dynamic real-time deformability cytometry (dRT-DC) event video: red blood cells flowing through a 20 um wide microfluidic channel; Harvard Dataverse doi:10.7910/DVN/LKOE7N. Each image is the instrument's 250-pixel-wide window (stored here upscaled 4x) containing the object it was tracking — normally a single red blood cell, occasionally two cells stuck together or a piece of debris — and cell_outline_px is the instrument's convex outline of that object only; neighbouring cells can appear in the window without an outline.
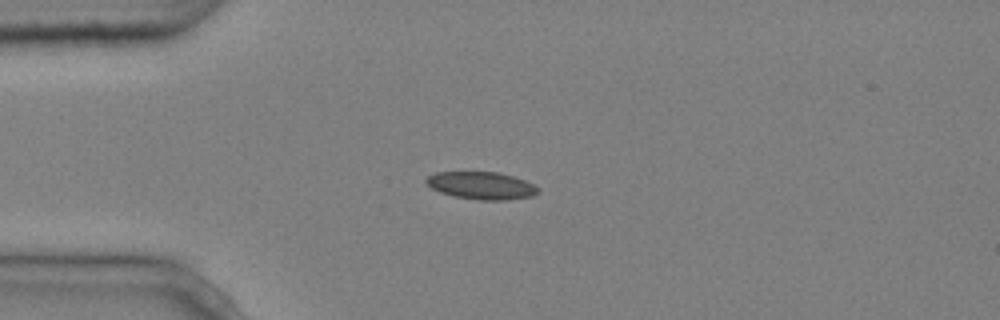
{"species": "common noctule bat (a hibernating species)", "species_latin": "Nyctalus noctula", "temperature_condition": "cold", "stored_images_in_passage": 3, "camera_frame_rate_fps": 3000, "um_per_image_px": 0.085, "animal": {"sex": "male", "body_mass_g": 20.4}, "frame": {"image": 1, "passage_image": 1, "time_ms": 0.0, "image_size_px": [1000, 320], "cell_outline_px": [[540, 192], [532, 196], [504, 200], [480, 200], [452, 196], [440, 192], [432, 188], [424, 180], [428, 176], [436, 172], [500, 172], [524, 180], [540, 188]], "centroid_in_image_um": [40.93, 15.77], "position_along_channel_um": 44.1, "area_um2": 17.92}}
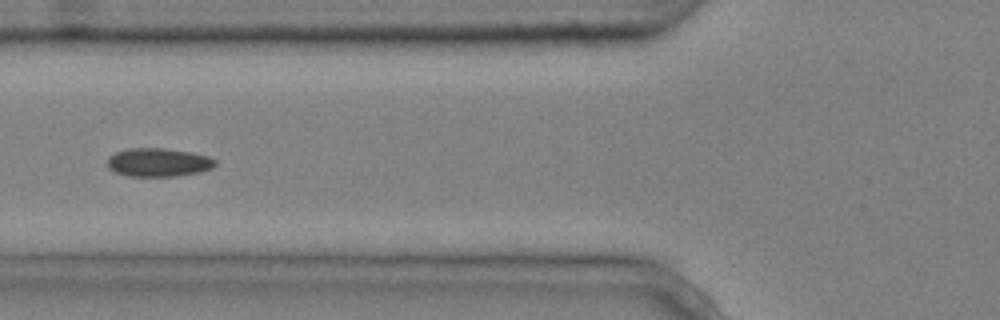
{"frame": {"image": 2, "passage_image": 3, "time_ms": 0.667, "image_size_px": [1000, 320], "cell_outline_px": [[216, 164], [212, 168], [200, 172], [176, 176], [128, 176], [116, 172], [108, 168], [108, 156], [116, 152], [128, 148], [164, 148], [192, 152], [208, 156], [216, 160]], "centroid_in_image_um": [13.47, 13.79], "position_along_channel_um": 112.3, "area_um2": 17.98}}